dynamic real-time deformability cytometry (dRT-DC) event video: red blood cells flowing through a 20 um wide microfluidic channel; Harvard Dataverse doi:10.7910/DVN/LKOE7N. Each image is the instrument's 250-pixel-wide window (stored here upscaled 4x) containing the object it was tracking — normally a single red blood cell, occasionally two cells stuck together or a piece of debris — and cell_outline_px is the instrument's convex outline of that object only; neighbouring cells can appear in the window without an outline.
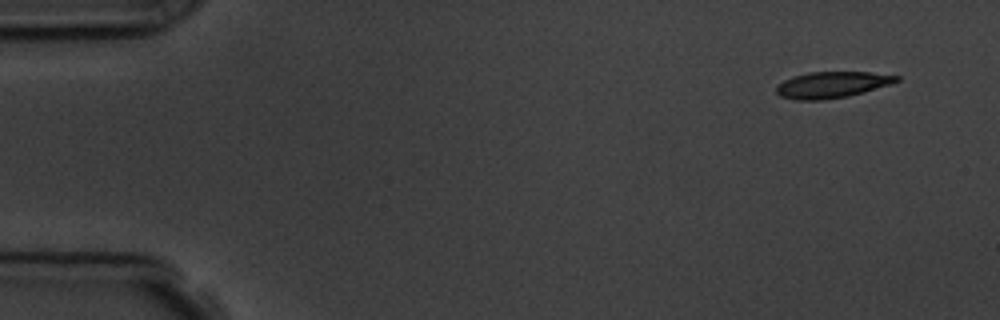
{"species": "common noctule bat (a hibernating species)", "species_latin": "Nyctalus noctula", "temperature_condition": "room temperature", "stored_images_in_passage": 5, "camera_frame_rate_fps": 3000, "um_per_image_px": 0.085, "animal": {"sex": "male", "body_mass_g": 19.5, "forearm_length_mm": 54.6}, "frame": {"image": 1, "passage_image": 1, "time_ms": 0.0, "image_size_px": [1000, 320], "cell_outline_px": [[900, 80], [892, 84], [864, 92], [848, 96], [824, 100], [796, 100], [780, 96], [776, 92], [776, 84], [792, 76], [808, 72], [868, 72], [900, 76]], "centroid_in_image_um": [70.7, 7.2], "position_along_channel_um": 14.3, "area_um2": 18.55}}
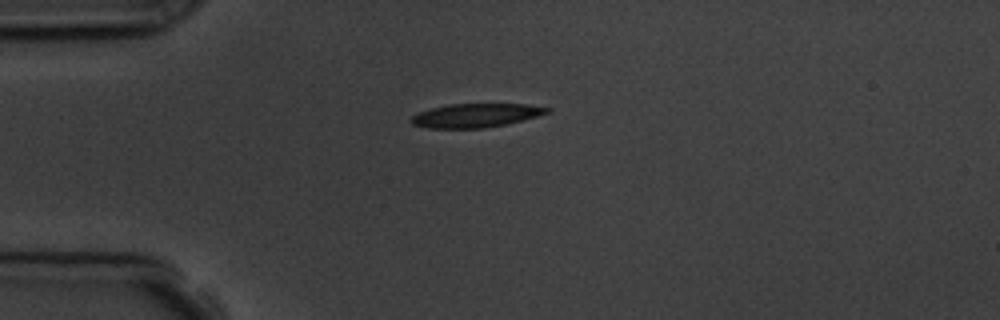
{"frame": {"image": 2, "passage_image": 4, "time_ms": 3.333, "image_size_px": [1000, 320], "cell_outline_px": [[552, 108], [548, 112], [536, 116], [504, 124], [484, 128], [428, 128], [412, 124], [408, 120], [412, 116], [420, 112], [432, 108], [448, 104], [524, 104]], "centroid_in_image_um": [40.38, 9.81], "position_along_channel_um": 44.6, "area_um2": 18.55}}